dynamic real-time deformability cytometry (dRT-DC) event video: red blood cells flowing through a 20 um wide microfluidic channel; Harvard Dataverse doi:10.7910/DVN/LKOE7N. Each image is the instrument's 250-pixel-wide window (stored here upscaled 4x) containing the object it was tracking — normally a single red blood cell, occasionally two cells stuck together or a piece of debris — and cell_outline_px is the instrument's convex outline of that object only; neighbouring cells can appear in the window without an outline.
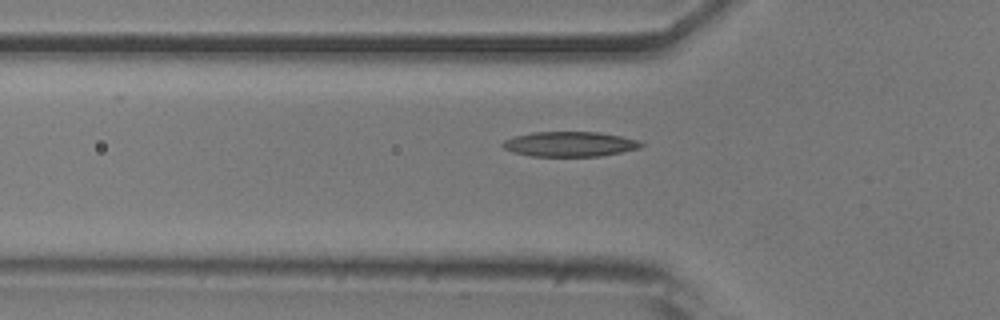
{"species": "common noctule bat (a hibernating species)", "species_latin": "Nyctalus noctula", "temperature_condition": "room temperature", "stored_images_in_passage": 32, "camera_frame_rate_fps": 3000, "um_per_image_px": 0.085, "animal": {"sex": "male", "body_mass_g": 20.5, "forearm_length_mm": 52.5}, "frame": {"image": 1, "passage_image": 3, "time_ms": 0.667, "image_size_px": [1000, 320], "cell_outline_px": [[644, 144], [640, 148], [600, 156], [532, 156], [512, 152], [504, 148], [500, 144], [504, 140], [512, 136], [532, 132], [600, 132], [640, 140]], "centroid_in_image_um": [48.41, 12.24], "position_along_channel_um": 77.4, "area_um2": 20.23}}
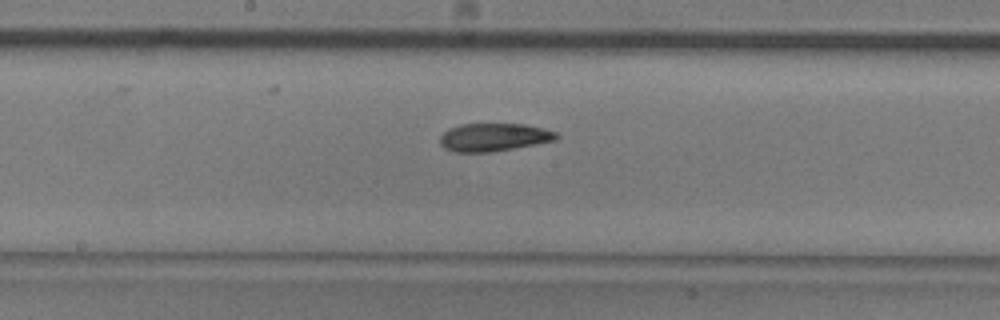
{"frame": {"image": 2, "passage_image": 13, "time_ms": 4.0, "image_size_px": [1000, 320], "cell_outline_px": [[560, 136], [556, 140], [536, 144], [492, 152], [456, 152], [444, 148], [440, 144], [440, 136], [448, 128], [460, 124], [524, 124], [544, 128], [556, 132]], "centroid_in_image_um": [41.97, 11.66], "position_along_channel_um": 206.2, "area_um2": 19.07}}
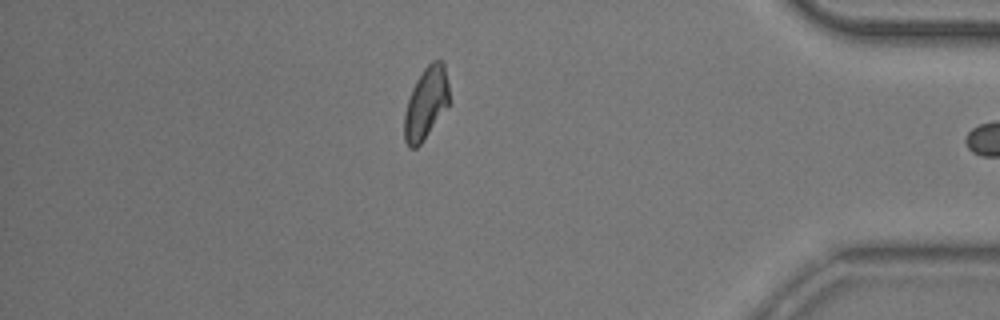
{"frame": {"image": 3, "passage_image": 31, "time_ms": 10.0, "image_size_px": [1000, 320], "cell_outline_px": [[448, 104], [420, 144], [416, 148], [408, 148], [404, 140], [404, 112], [412, 88], [416, 80], [424, 68], [432, 60], [440, 60], [444, 64], [448, 84]], "centroid_in_image_um": [36.17, 8.76], "position_along_channel_um": 399.0, "area_um2": 18.44}}